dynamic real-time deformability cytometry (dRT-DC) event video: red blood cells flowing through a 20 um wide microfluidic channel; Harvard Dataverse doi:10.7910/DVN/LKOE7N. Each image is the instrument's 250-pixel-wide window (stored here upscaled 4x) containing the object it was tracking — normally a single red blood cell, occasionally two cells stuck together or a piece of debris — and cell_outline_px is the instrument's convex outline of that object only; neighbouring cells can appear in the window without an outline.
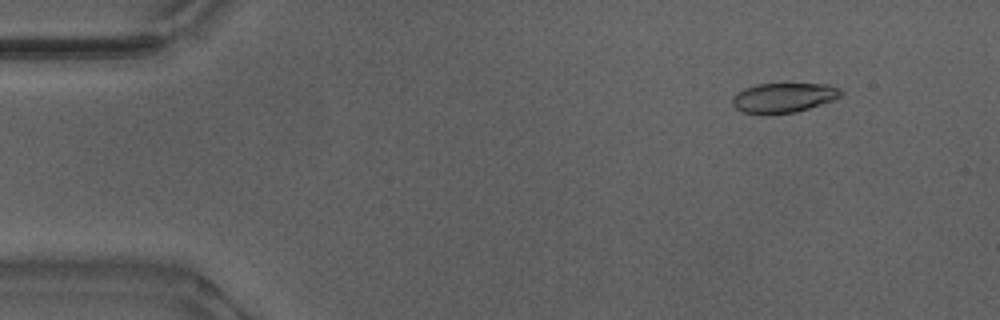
{"species": "Egyptian fruit bat (a non-hibernating species)", "species_latin": "Rousettus aegyptiacus", "temperature_condition": "warm", "stored_images_in_passage": 13, "camera_frame_rate_fps": 3000, "um_per_image_px": 0.085, "animal": {"sex": "male"}, "frame": {"image": 1, "passage_image": 4, "time_ms": 1.0, "image_size_px": [1000, 320], "cell_outline_px": [[844, 92], [840, 96], [832, 100], [796, 112], [744, 112], [736, 108], [732, 104], [732, 96], [736, 92], [744, 88], [756, 84], [828, 84], [840, 88]], "centroid_in_image_um": [66.61, 8.26], "position_along_channel_um": 18.4, "area_um2": 18.32}}